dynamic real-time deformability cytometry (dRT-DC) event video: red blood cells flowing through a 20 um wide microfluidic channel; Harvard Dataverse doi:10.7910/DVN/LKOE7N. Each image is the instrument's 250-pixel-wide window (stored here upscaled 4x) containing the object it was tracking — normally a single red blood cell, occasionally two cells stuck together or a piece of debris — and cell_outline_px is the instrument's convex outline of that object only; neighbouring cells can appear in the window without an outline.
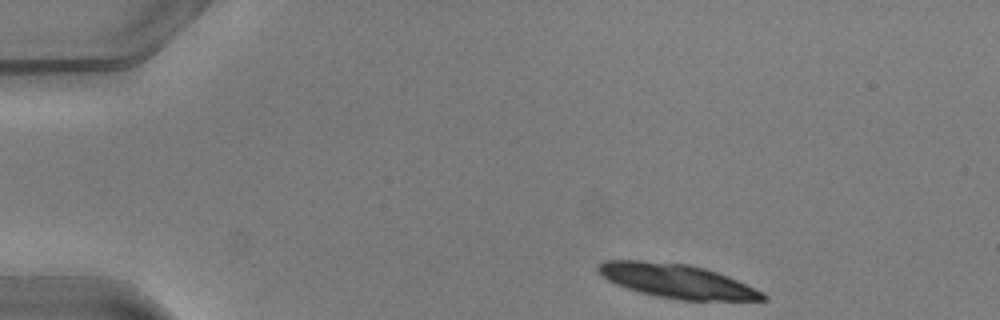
{"species": "common noctule bat (a hibernating species)", "species_latin": "Nyctalus noctula", "temperature_condition": "warm", "stored_images_in_passage": 43, "camera_frame_rate_fps": 3000, "um_per_image_px": 0.085, "animal": {"sex": "male", "body_mass_g": 20.5, "forearm_length_mm": 52.5}, "frame": {"image": 1, "passage_image": 1, "time_ms": 0.0, "image_size_px": [1000, 320], "cell_outline_px": [[768, 300], [680, 300], [640, 292], [616, 284], [608, 280], [596, 268], [604, 260], [640, 260], [688, 264], [704, 268], [728, 276], [764, 292], [768, 296]], "centroid_in_image_um": [57.58, 23.88], "position_along_channel_um": 27.4, "area_um2": 32.25}, "authors_computed_cell_mechanics": {"area_um2": 21.8484, "velocity_mm_per_s": 4.0326, "shape_relaxation_time_tau1_ms": 2.6576, "shape_relaxation_time_tau2_ms": null, "deformation_change_tau1": 0.1333, "deformation_change_tau2": null}}